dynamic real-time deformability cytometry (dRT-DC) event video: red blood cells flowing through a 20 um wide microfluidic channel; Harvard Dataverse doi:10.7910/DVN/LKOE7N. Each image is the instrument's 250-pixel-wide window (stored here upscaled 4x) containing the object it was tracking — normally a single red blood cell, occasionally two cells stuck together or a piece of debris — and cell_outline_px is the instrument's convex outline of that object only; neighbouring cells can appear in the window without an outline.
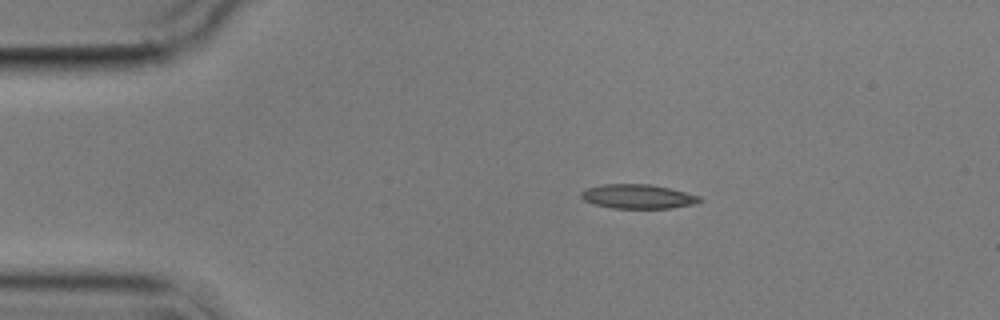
{"species": "common noctule bat (a hibernating species)", "species_latin": "Nyctalus noctula", "temperature_condition": "cold", "stored_images_in_passage": 5, "camera_frame_rate_fps": 3000, "um_per_image_px": 0.085, "animal": {"sex": "male", "body_mass_g": 17.9}, "frame": {"image": 1, "passage_image": 2, "time_ms": 1.0, "image_size_px": [1000, 320], "cell_outline_px": [[704, 200], [696, 204], [672, 208], [612, 208], [596, 204], [584, 200], [580, 196], [580, 192], [584, 188], [604, 184], [652, 184], [700, 196]], "centroid_in_image_um": [54.22, 16.7], "position_along_channel_um": 30.8, "area_um2": 16.82}}
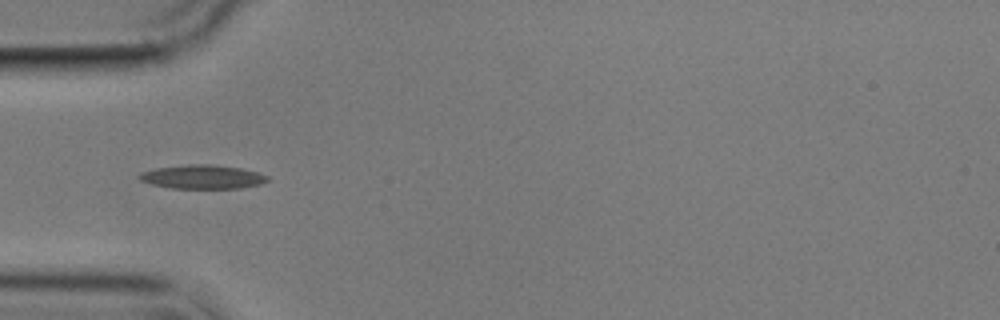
{"frame": {"image": 2, "passage_image": 4, "time_ms": 3.333, "image_size_px": [1000, 320], "cell_outline_px": [[268, 180], [260, 184], [240, 188], [172, 188], [152, 184], [140, 180], [136, 176], [140, 172], [156, 168], [188, 164], [212, 164], [240, 168], [256, 172], [268, 176]], "centroid_in_image_um": [17.17, 15.03], "position_along_channel_um": 67.8, "area_um2": 17.74}}
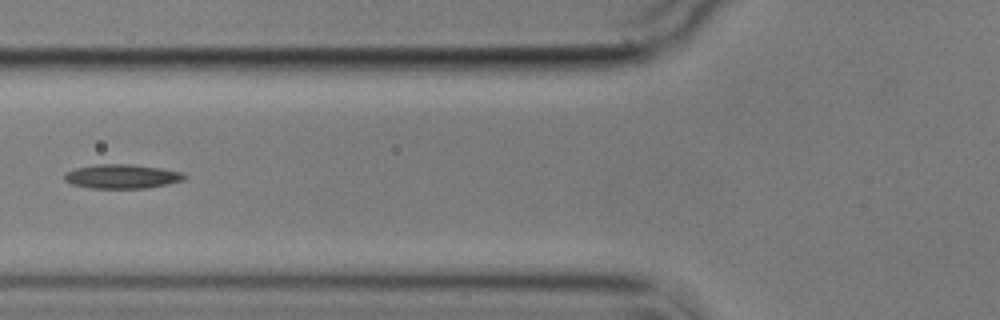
{"frame": {"image": 3, "passage_image": 5, "time_ms": 4.667, "image_size_px": [1000, 320], "cell_outline_px": [[188, 176], [184, 180], [168, 184], [144, 188], [88, 188], [72, 184], [64, 180], [64, 172], [76, 168], [96, 164], [132, 164], [160, 168], [184, 172]], "centroid_in_image_um": [10.37, 14.99], "position_along_channel_um": 115.4, "area_um2": 17.05}}